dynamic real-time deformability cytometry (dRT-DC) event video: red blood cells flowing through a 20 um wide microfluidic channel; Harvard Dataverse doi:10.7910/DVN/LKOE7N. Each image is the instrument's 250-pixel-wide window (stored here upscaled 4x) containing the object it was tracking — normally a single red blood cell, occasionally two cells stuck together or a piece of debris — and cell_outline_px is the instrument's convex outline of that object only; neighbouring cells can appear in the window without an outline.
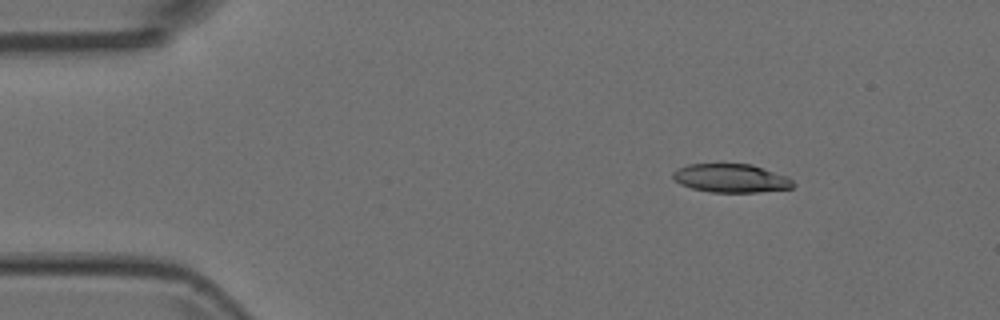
{"species": "Egyptian fruit bat (a non-hibernating species)", "species_latin": "Rousettus aegyptiacus", "temperature_condition": "room temperature", "stored_images_in_passage": 5, "camera_frame_rate_fps": 3000, "um_per_image_px": 0.085, "animal": {"sex": "female"}, "frame": {"image": 1, "passage_image": 3, "time_ms": 0.667, "image_size_px": [1000, 320], "cell_outline_px": [[796, 184], [792, 188], [760, 192], [712, 192], [692, 188], [680, 184], [672, 176], [672, 172], [688, 164], [752, 164], [788, 176]], "centroid_in_image_um": [62.18, 15.15], "position_along_channel_um": 22.8, "area_um2": 20.0}}